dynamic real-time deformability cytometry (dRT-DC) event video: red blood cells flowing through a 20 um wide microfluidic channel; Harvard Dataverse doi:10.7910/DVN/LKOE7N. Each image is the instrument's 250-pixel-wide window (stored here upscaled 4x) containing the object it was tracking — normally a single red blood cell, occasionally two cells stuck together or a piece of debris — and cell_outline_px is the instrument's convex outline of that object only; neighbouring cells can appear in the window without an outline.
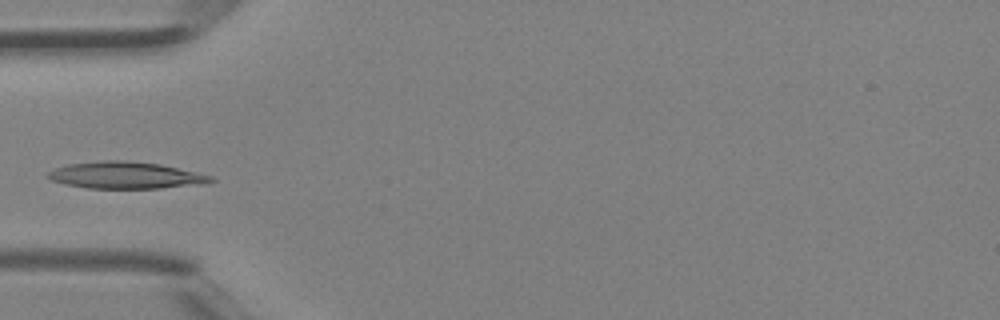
{"species": "Egyptian fruit bat (a non-hibernating species)", "species_latin": "Rousettus aegyptiacus", "temperature_condition": "room temperature", "stored_images_in_passage": 5, "camera_frame_rate_fps": 3000, "um_per_image_px": 0.085, "animal": {"sex": "female"}, "frame": {"image": 1, "passage_image": 4, "time_ms": 1.0, "image_size_px": [1000, 320], "cell_outline_px": [[216, 180], [208, 184], [160, 188], [88, 188], [64, 184], [52, 180], [44, 176], [48, 172], [56, 168], [68, 164], [100, 160], [124, 160], [160, 164], [212, 176]], "centroid_in_image_um": [10.68, 14.9], "position_along_channel_um": 74.3, "area_um2": 25.55}}
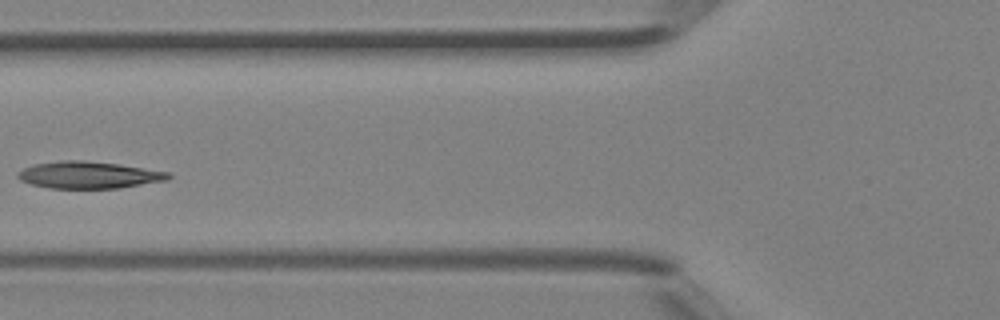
{"frame": {"image": 2, "passage_image": 5, "time_ms": 1.333, "image_size_px": [1000, 320], "cell_outline_px": [[172, 176], [168, 180], [120, 188], [48, 188], [32, 184], [20, 180], [16, 176], [16, 172], [32, 164], [64, 160], [84, 160], [116, 164], [168, 172]], "centroid_in_image_um": [7.5, 14.87], "position_along_channel_um": 118.3, "area_um2": 23.58}}